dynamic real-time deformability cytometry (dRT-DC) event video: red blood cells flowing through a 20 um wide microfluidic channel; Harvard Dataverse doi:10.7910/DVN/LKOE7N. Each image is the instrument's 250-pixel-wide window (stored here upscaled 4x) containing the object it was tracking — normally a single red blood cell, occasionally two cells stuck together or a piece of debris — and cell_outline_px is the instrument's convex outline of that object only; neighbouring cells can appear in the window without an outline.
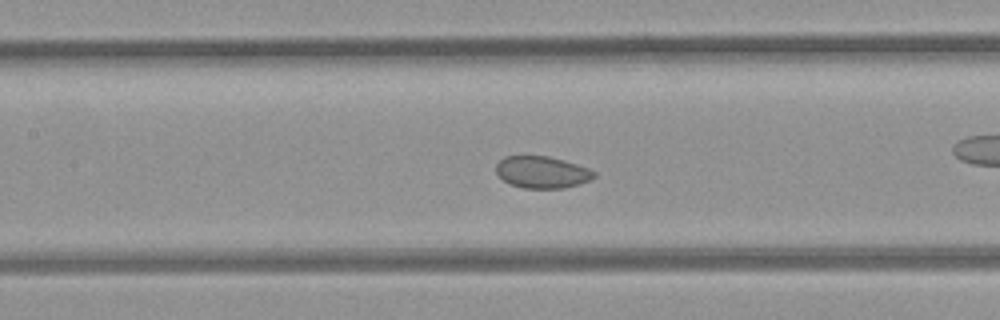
{"species": "common noctule bat (a hibernating species)", "species_latin": "Nyctalus noctula", "temperature_condition": "room temperature", "stored_images_in_passage": 41, "camera_frame_rate_fps": 3000, "um_per_image_px": 0.085, "animal": {"sex": "female", "body_mass_g": 21.9}, "frame": {"image": 1, "passage_image": 12, "time_ms": 3.667, "image_size_px": [1000, 320], "cell_outline_px": [[596, 176], [592, 180], [580, 184], [564, 188], [524, 188], [508, 184], [496, 172], [496, 164], [504, 156], [548, 156], [564, 160], [588, 168], [596, 172]], "centroid_in_image_um": [46.09, 14.64], "position_along_channel_um": 161.3, "area_um2": 18.32}}
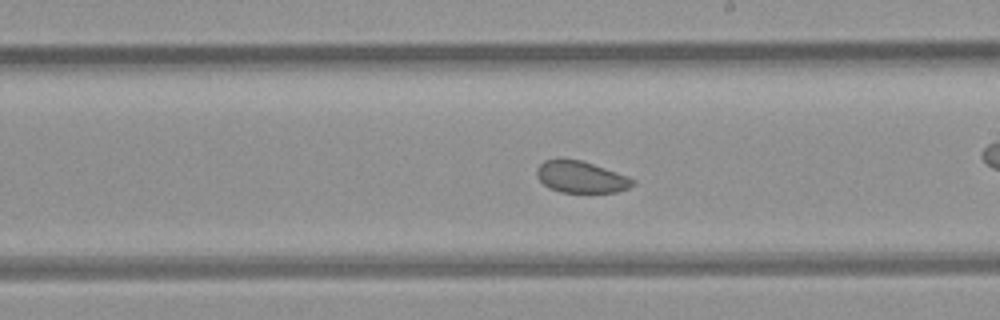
{"frame": {"image": 2, "passage_image": 18, "time_ms": 5.667, "image_size_px": [1000, 320], "cell_outline_px": [[636, 184], [628, 188], [616, 192], [560, 192], [548, 188], [536, 176], [536, 168], [544, 160], [556, 156], [580, 160], [628, 176], [636, 180]], "centroid_in_image_um": [49.34, 15.02], "position_along_channel_um": 239.7, "area_um2": 18.03}}
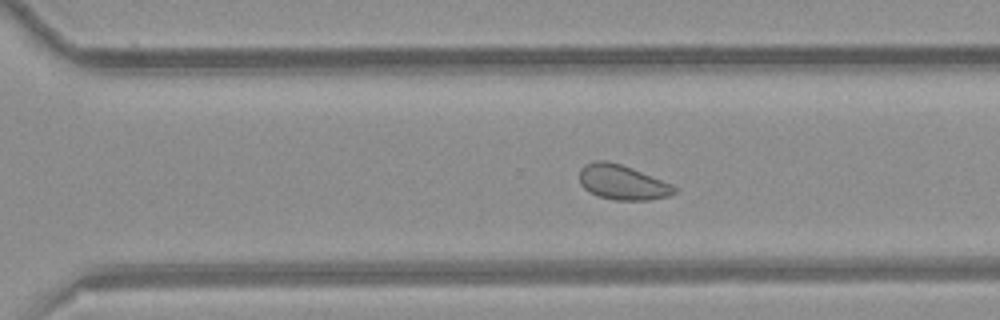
{"frame": {"image": 3, "passage_image": 24, "time_ms": 7.667, "image_size_px": [1000, 320], "cell_outline_px": [[676, 192], [668, 196], [648, 200], [616, 200], [600, 196], [588, 192], [580, 184], [580, 168], [584, 164], [596, 160], [604, 160], [620, 164], [632, 168], [672, 184], [676, 188]], "centroid_in_image_um": [52.88, 15.49], "position_along_channel_um": 317.7, "area_um2": 19.19}}